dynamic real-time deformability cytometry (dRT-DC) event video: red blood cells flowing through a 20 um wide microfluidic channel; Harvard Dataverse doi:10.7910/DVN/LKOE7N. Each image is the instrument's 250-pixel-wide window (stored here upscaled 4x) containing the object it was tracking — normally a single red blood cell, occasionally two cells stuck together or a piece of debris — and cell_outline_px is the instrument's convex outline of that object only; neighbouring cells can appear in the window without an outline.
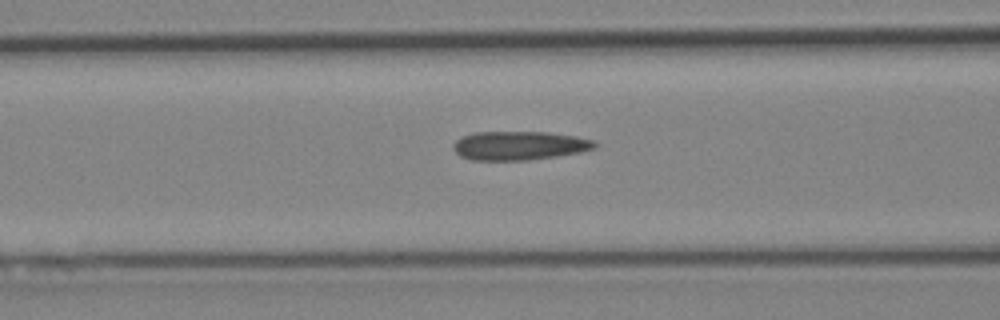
{"species": "Egyptian fruit bat (a non-hibernating species)", "species_latin": "Rousettus aegyptiacus", "temperature_condition": "cold", "stored_images_in_passage": 4, "camera_frame_rate_fps": 3000, "um_per_image_px": 0.085, "animal": {"sex": "female"}, "frame": {"image": 1, "passage_image": 3, "time_ms": 2.333, "image_size_px": [1000, 320], "cell_outline_px": [[600, 144], [596, 148], [580, 152], [556, 156], [528, 160], [472, 160], [460, 156], [452, 148], [452, 144], [456, 140], [464, 136], [476, 132], [548, 132], [576, 136], [596, 140]], "centroid_in_image_um": [44.18, 12.37], "position_along_channel_um": 122.4, "area_um2": 23.93}}